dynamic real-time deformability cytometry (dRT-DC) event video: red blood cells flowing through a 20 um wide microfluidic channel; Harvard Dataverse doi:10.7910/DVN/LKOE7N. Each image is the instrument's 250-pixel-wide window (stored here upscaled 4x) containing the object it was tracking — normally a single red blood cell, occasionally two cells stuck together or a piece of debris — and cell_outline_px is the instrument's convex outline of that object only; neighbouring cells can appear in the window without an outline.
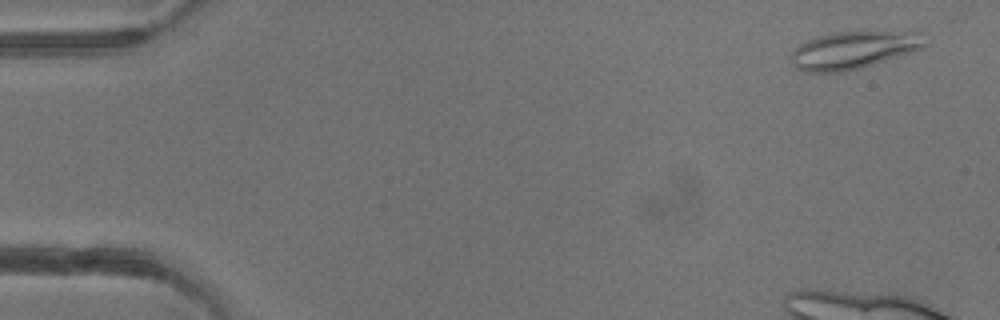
{"species": "common noctule bat (a hibernating species)", "species_latin": "Nyctalus noctula", "temperature_condition": "warm", "stored_images_in_passage": 4, "camera_frame_rate_fps": 3000, "um_per_image_px": 0.085, "animal": {"sex": "male", "body_mass_g": 13.3}, "frame": {"image": 1, "passage_image": 1, "time_ms": 0.0, "image_size_px": [1000, 320], "cell_outline_px": [[928, 44], [924, 48], [912, 52], [860, 68], [844, 72], [804, 72], [796, 68], [792, 64], [792, 52], [800, 44], [808, 40], [820, 36], [836, 32], [924, 32]], "centroid_in_image_um": [72.6, 4.26], "position_along_channel_um": 12.4, "area_um2": 29.19}}